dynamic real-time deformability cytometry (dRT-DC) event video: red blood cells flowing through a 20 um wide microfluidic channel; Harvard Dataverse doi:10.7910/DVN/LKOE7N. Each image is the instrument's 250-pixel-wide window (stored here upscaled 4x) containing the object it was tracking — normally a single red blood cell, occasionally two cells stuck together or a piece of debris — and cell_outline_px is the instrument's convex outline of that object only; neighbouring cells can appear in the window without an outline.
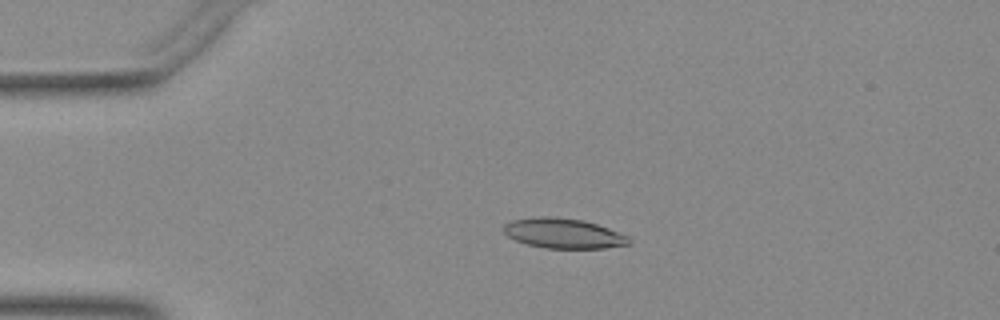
{"species": "Egyptian fruit bat (a non-hibernating species)", "species_latin": "Rousettus aegyptiacus", "temperature_condition": "warm", "stored_images_in_passage": 43, "camera_frame_rate_fps": 3000, "um_per_image_px": 0.085, "animal": {"sex": "female"}, "frame": {"image": 1, "passage_image": 3, "time_ms": 0.667, "image_size_px": [1000, 320], "cell_outline_px": [[632, 244], [604, 248], [544, 248], [528, 244], [516, 240], [508, 236], [504, 232], [504, 224], [512, 220], [540, 216], [548, 216], [584, 220], [608, 228], [628, 236], [632, 240]], "centroid_in_image_um": [47.92, 19.83], "position_along_channel_um": 37.1, "area_um2": 21.85}}
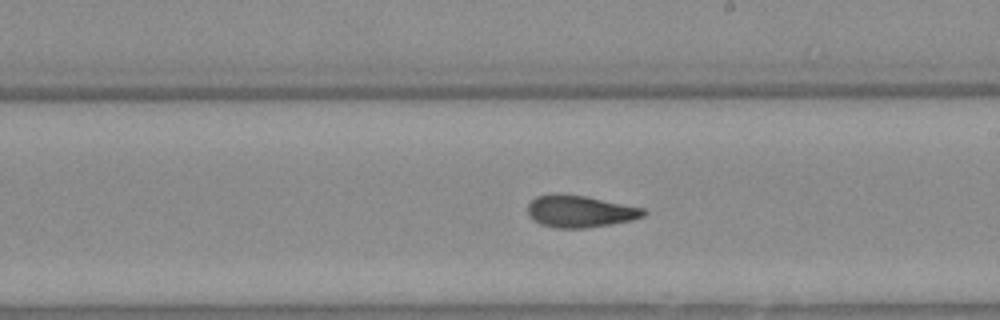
{"frame": {"image": 2, "passage_image": 21, "time_ms": 6.667, "image_size_px": [1000, 320], "cell_outline_px": [[648, 212], [644, 216], [632, 220], [612, 224], [588, 228], [556, 228], [540, 224], [528, 212], [528, 204], [536, 196], [556, 192], [584, 196], [644, 208]], "centroid_in_image_um": [49.31, 17.96], "position_along_channel_um": 239.7, "area_um2": 21.62}}
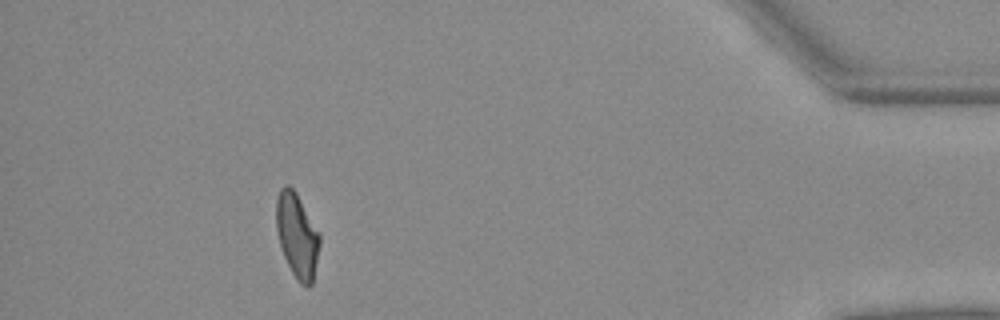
{"frame": {"image": 3, "passage_image": 38, "time_ms": 12.333, "image_size_px": [1000, 320], "cell_outline_px": [[320, 244], [312, 284], [308, 288], [300, 284], [292, 272], [284, 256], [280, 244], [276, 228], [276, 200], [280, 188], [284, 184], [288, 184], [296, 192], [320, 232]], "centroid_in_image_um": [25.26, 20.0], "position_along_channel_um": 409.9, "area_um2": 21.5}}